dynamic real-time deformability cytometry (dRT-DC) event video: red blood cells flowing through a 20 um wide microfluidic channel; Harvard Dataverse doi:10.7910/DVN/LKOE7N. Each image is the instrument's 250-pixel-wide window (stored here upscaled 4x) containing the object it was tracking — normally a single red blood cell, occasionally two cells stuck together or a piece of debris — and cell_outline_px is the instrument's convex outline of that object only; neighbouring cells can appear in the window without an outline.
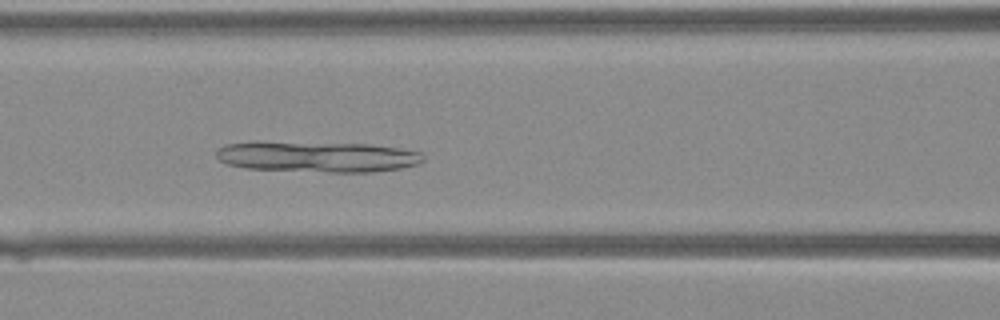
{"species": "Egyptian fruit bat (a non-hibernating species)", "species_latin": "Rousettus aegyptiacus", "temperature_condition": "warm", "stored_images_in_passage": 41, "camera_frame_rate_fps": 3000, "um_per_image_px": 0.085, "animal": {"sex": "female"}, "frame": {"image": 1, "passage_image": 17, "time_ms": 5.333, "image_size_px": [1000, 320], "cell_outline_px": [[424, 160], [420, 164], [400, 168], [372, 172], [332, 172], [244, 168], [228, 164], [220, 160], [216, 156], [216, 152], [224, 144], [256, 140], [368, 144], [400, 148], [420, 152], [424, 156]], "centroid_in_image_um": [26.94, 13.29], "position_along_channel_um": 139.7, "area_um2": 37.8}}
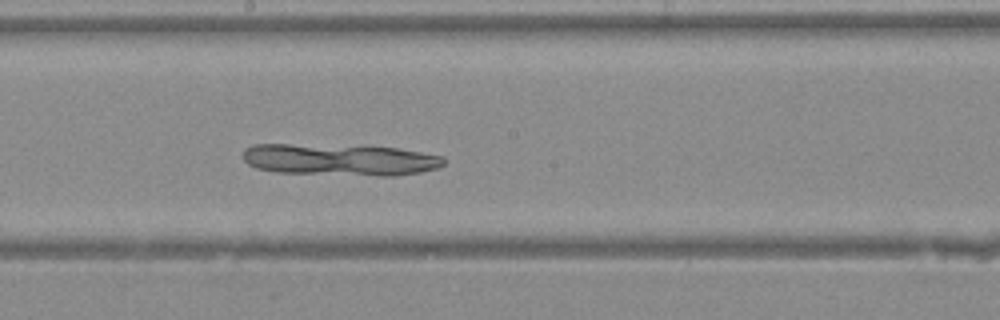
{"frame": {"image": 2, "passage_image": 22, "time_ms": 7.0, "image_size_px": [1000, 320], "cell_outline_px": [[448, 160], [440, 168], [420, 172], [396, 176], [376, 176], [276, 172], [256, 168], [248, 164], [244, 160], [244, 148], [252, 144], [288, 144], [396, 148], [444, 156]], "centroid_in_image_um": [28.92, 13.59], "position_along_channel_um": 219.3, "area_um2": 37.11}}
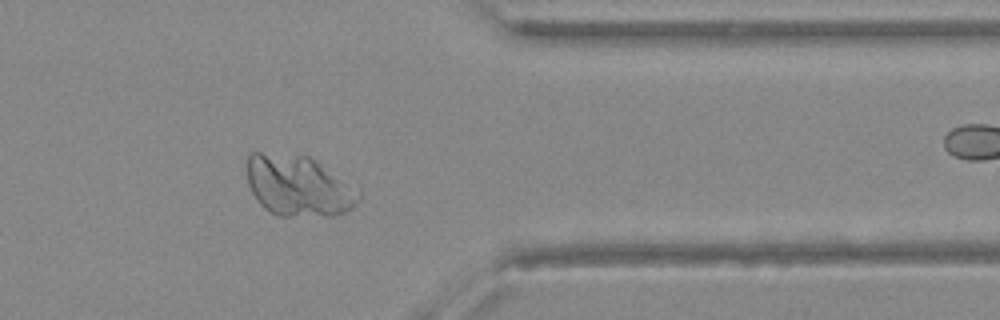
{"frame": {"image": 3, "passage_image": 33, "time_ms": 10.667, "image_size_px": [1000, 320], "cell_outline_px": [[360, 200], [352, 208], [344, 212], [332, 216], [276, 216], [264, 208], [260, 204], [252, 192], [248, 184], [248, 156], [252, 152], [260, 152], [308, 156], [316, 160], [360, 188]], "centroid_in_image_um": [25.41, 15.81], "position_along_channel_um": 386.0, "area_um2": 40.0}}